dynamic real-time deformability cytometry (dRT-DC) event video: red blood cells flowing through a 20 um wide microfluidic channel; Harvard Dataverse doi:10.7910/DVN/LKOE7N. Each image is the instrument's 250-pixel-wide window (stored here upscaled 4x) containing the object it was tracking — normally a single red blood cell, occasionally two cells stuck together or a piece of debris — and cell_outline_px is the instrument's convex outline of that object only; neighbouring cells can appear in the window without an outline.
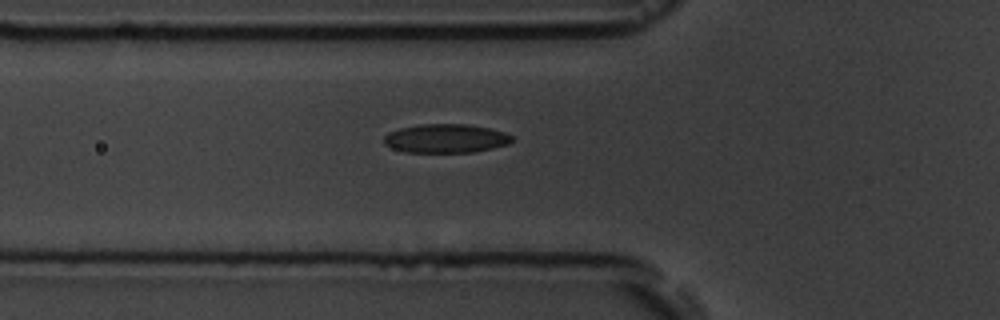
{"species": "common noctule bat (a hibernating species)", "species_latin": "Nyctalus noctula", "temperature_condition": "room temperature", "stored_images_in_passage": 5, "camera_frame_rate_fps": 3000, "um_per_image_px": 0.085, "animal": {"sex": "male", "body_mass_g": 19.5, "forearm_length_mm": 54.6}, "frame": {"image": 1, "passage_image": 5, "time_ms": 5.333, "image_size_px": [1000, 320], "cell_outline_px": [[512, 140], [508, 144], [492, 148], [472, 152], [404, 152], [392, 148], [384, 144], [384, 136], [388, 132], [400, 128], [420, 124], [468, 124], [488, 128], [504, 132], [512, 136]], "centroid_in_image_um": [37.86, 11.76], "position_along_channel_um": 87.9, "area_um2": 21.44}}